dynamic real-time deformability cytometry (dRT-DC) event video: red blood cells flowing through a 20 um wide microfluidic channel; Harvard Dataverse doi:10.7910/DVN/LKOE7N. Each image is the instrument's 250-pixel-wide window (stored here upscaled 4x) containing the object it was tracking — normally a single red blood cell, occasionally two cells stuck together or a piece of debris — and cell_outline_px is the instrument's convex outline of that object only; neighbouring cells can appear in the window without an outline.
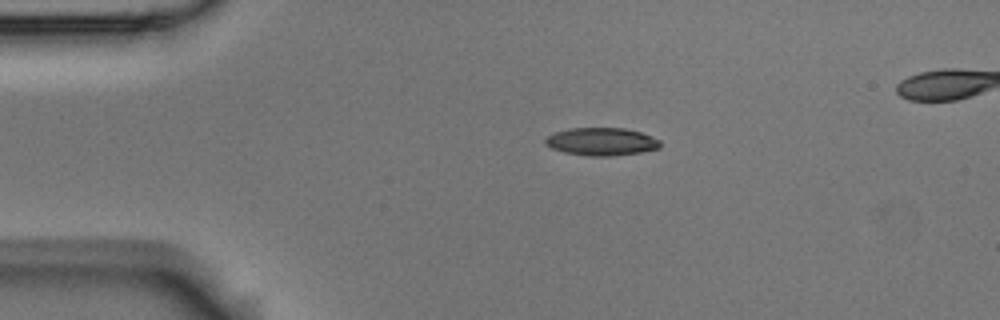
{"species": "Egyptian fruit bat (a non-hibernating species)", "species_latin": "Rousettus aegyptiacus", "temperature_condition": "room temperature", "stored_images_in_passage": 2, "camera_frame_rate_fps": 3000, "um_per_image_px": 0.085, "animal": {"sex": "male"}, "frame": {"image": 1, "passage_image": 1, "time_ms": 0.0, "image_size_px": [1000, 320], "cell_outline_px": [[660, 148], [640, 152], [612, 156], [588, 156], [564, 152], [552, 148], [544, 144], [544, 140], [548, 136], [556, 132], [568, 128], [624, 128], [640, 132], [652, 136], [660, 140]], "centroid_in_image_um": [51.12, 12.04], "position_along_channel_um": 33.9, "area_um2": 18.61}}